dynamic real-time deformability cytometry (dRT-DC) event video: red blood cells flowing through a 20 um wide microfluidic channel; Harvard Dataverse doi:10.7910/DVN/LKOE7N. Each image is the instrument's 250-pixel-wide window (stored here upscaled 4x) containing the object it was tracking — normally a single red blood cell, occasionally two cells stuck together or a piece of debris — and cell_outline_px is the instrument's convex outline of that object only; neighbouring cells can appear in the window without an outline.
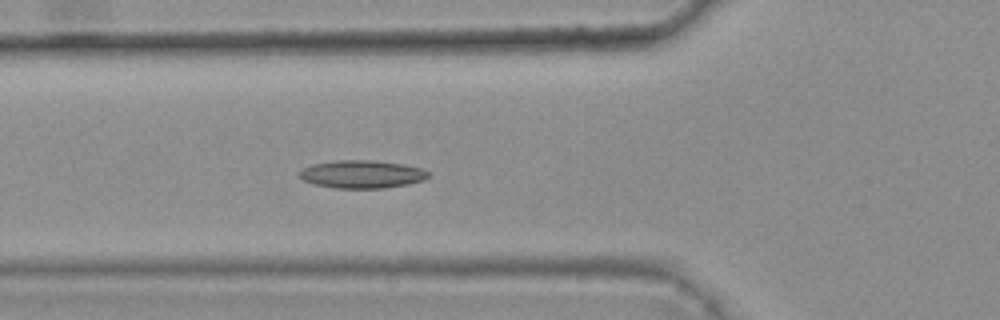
{"species": "common noctule bat (a hibernating species)", "species_latin": "Nyctalus noctula", "temperature_condition": "warm", "stored_images_in_passage": 6, "camera_frame_rate_fps": 3000, "um_per_image_px": 0.085, "animal": {"sex": "female", "body_mass_g": 25.1}, "frame": {"image": 1, "passage_image": 6, "time_ms": 1.667, "image_size_px": [1000, 320], "cell_outline_px": [[428, 176], [424, 180], [408, 184], [384, 188], [336, 188], [312, 184], [304, 180], [296, 172], [312, 164], [336, 160], [372, 160], [404, 164], [424, 168], [428, 172]], "centroid_in_image_um": [30.76, 14.8], "position_along_channel_um": 95.0, "area_um2": 21.1}}